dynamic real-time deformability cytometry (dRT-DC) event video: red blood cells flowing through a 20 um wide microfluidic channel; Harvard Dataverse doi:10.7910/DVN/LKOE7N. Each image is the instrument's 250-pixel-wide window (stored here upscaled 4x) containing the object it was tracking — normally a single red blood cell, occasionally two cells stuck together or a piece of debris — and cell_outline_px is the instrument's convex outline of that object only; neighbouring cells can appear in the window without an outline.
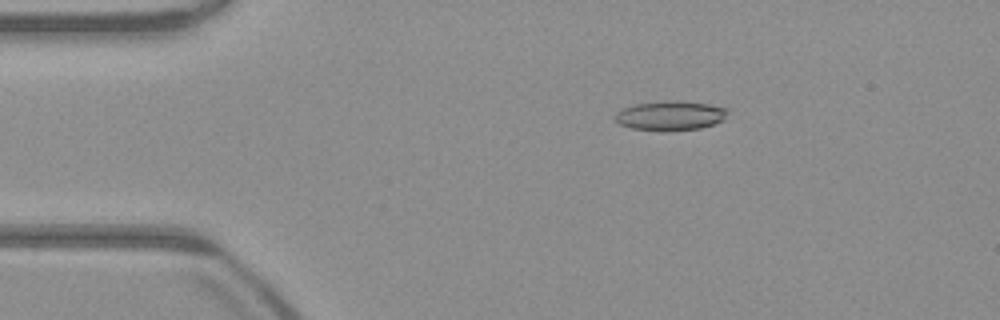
{"species": "common noctule bat (a hibernating species)", "species_latin": "Nyctalus noctula", "temperature_condition": "warm", "stored_images_in_passage": 52, "camera_frame_rate_fps": 3000, "um_per_image_px": 0.085, "animal": {"sex": "male", "body_mass_g": 23.1, "forearm_length_mm": 52.7}, "frame": {"image": 1, "passage_image": 9, "time_ms": 2.667, "image_size_px": [1000, 320], "cell_outline_px": [[728, 112], [724, 120], [716, 124], [700, 128], [632, 128], [620, 124], [612, 116], [616, 112], [624, 108], [636, 104], [668, 100], [676, 100], [708, 104], [728, 108]], "centroid_in_image_um": [57.02, 9.78], "position_along_channel_um": 28.0, "area_um2": 18.61}}
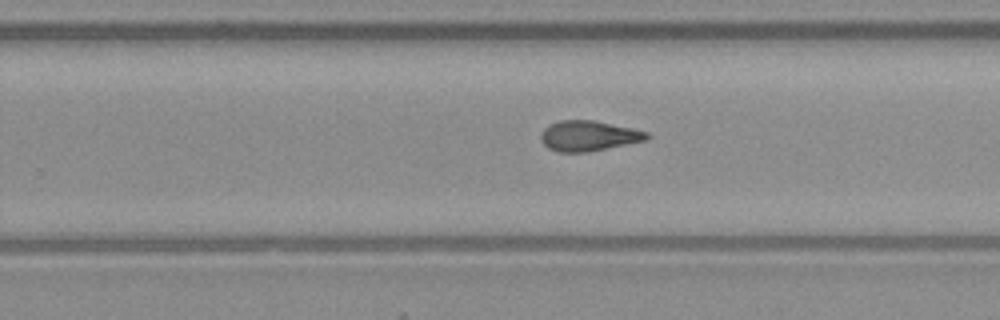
{"frame": {"image": 2, "passage_image": 32, "time_ms": 10.333, "image_size_px": [1000, 320], "cell_outline_px": [[652, 136], [648, 140], [588, 152], [556, 152], [548, 148], [540, 140], [540, 132], [548, 124], [560, 120], [592, 120], [632, 128], [648, 132]], "centroid_in_image_um": [50.02, 11.55], "position_along_channel_um": 279.8, "area_um2": 18.96}}
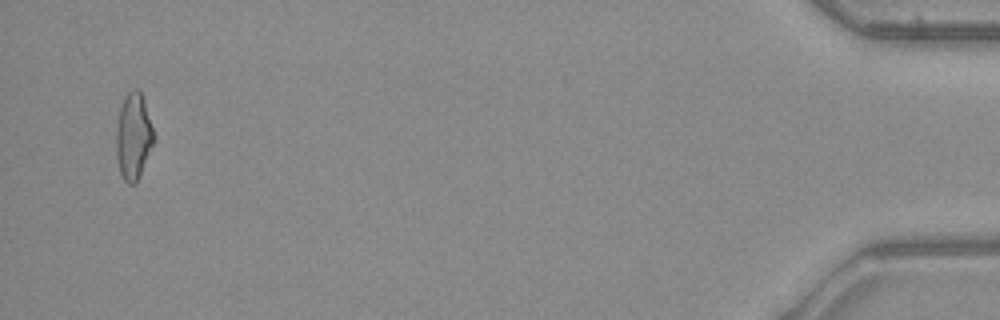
{"frame": {"image": 3, "passage_image": 50, "time_ms": 16.333, "image_size_px": [1000, 320], "cell_outline_px": [[152, 144], [140, 176], [136, 184], [128, 184], [120, 176], [116, 156], [116, 128], [120, 108], [124, 96], [132, 88], [136, 88], [140, 92], [144, 100], [152, 128]], "centroid_in_image_um": [11.3, 11.61], "position_along_channel_um": 423.9, "area_um2": 18.73}, "authors_computed_cell_mechanics": {"area_um2": 18.785, "velocity_mm_per_s": 3.9758, "shape_relaxation_time_tau1_ms": null, "shape_relaxation_time_tau2_ms": 2.868, "deformation_change_tau1": null, "deformation_change_tau2": 0.1185}}